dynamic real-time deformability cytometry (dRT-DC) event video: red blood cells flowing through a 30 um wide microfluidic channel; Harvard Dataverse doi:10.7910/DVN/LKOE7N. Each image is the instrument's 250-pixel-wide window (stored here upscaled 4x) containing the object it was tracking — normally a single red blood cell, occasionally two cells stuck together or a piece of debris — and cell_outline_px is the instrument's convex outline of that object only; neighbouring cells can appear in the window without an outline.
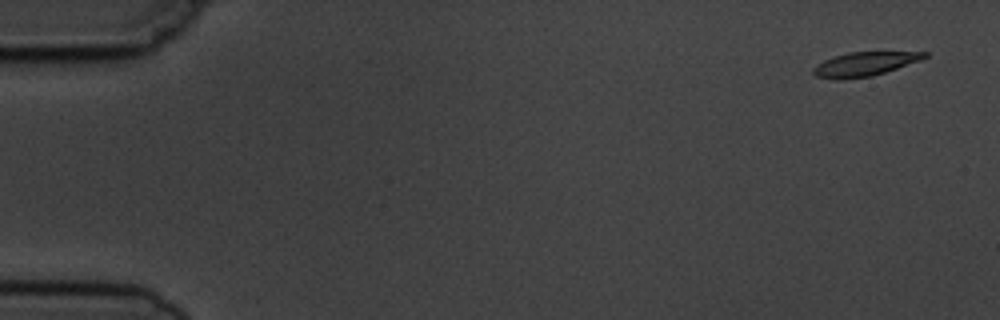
{"species": "common noctule bat (a hibernating species)", "species_latin": "Nyctalus noctula", "temperature_condition": "cold", "stored_images_in_passage": 5, "camera_frame_rate_fps": 3000, "um_per_image_px": 0.085, "animal": {"sex": "male", "body_mass_g": 19.5, "forearm_length_mm": 54.6}, "frame": {"image": 1, "passage_image": 1, "time_ms": 0.0, "image_size_px": [1000, 320], "cell_outline_px": [[928, 56], [920, 60], [872, 76], [840, 80], [836, 80], [816, 76], [812, 72], [812, 68], [824, 60], [832, 56], [848, 52], [928, 52]], "centroid_in_image_um": [73.43, 5.45], "position_along_channel_um": 11.6, "area_um2": 15.49}}
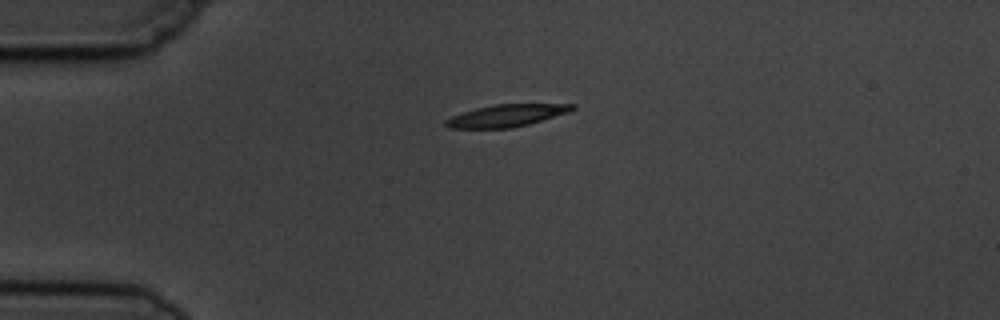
{"frame": {"image": 2, "passage_image": 4, "time_ms": 3.667, "image_size_px": [1000, 320], "cell_outline_px": [[576, 108], [568, 112], [528, 124], [512, 128], [448, 128], [444, 124], [444, 120], [452, 116], [476, 108], [496, 104], [576, 104]], "centroid_in_image_um": [43.03, 9.82], "position_along_channel_um": 42.0, "area_um2": 16.18}}